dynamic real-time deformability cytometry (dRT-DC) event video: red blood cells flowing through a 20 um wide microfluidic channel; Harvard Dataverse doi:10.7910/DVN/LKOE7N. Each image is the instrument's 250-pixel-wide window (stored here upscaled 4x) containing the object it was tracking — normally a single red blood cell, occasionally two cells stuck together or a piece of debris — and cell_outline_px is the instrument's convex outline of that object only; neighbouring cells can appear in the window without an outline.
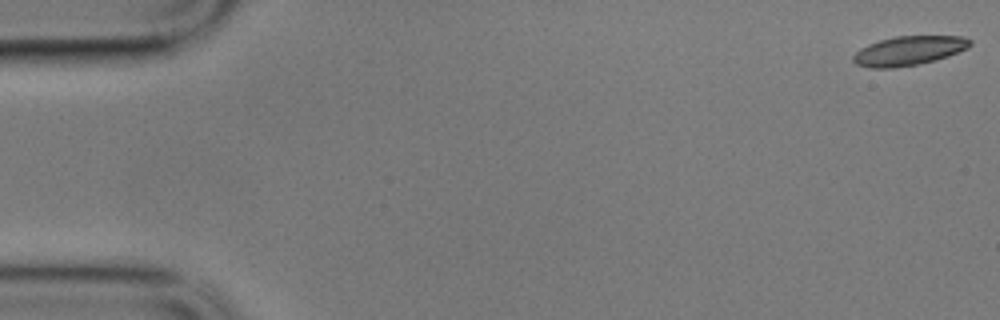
{"species": "common noctule bat (a hibernating species)", "species_latin": "Nyctalus noctula", "temperature_condition": "cold", "stored_images_in_passage": 59, "camera_frame_rate_fps": 3000, "um_per_image_px": 0.085, "animal": {"sex": "male", "body_mass_g": 17.9}, "frame": {"image": 1, "passage_image": 1, "time_ms": 0.0, "image_size_px": [1000, 320], "cell_outline_px": [[972, 44], [968, 48], [948, 56], [936, 60], [916, 64], [892, 68], [868, 68], [856, 64], [852, 60], [852, 56], [860, 48], [868, 44], [880, 40], [896, 36], [964, 36], [972, 40]], "centroid_in_image_um": [77.25, 4.31], "position_along_channel_um": 7.8, "area_um2": 20.0}}
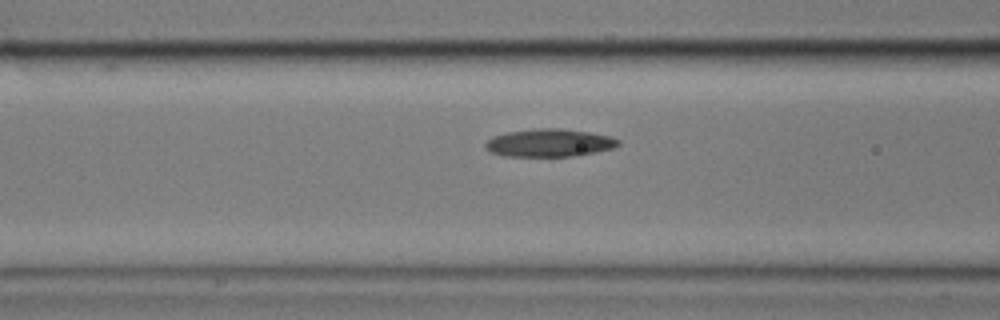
{"frame": {"image": 2, "passage_image": 23, "time_ms": 7.333, "image_size_px": [1000, 320], "cell_outline_px": [[620, 144], [612, 148], [596, 152], [572, 156], [504, 156], [488, 152], [484, 148], [484, 144], [492, 136], [508, 132], [536, 128], [560, 128], [588, 132], [612, 136], [620, 140]], "centroid_in_image_um": [46.66, 12.14], "position_along_channel_um": 119.9, "area_um2": 21.68}}
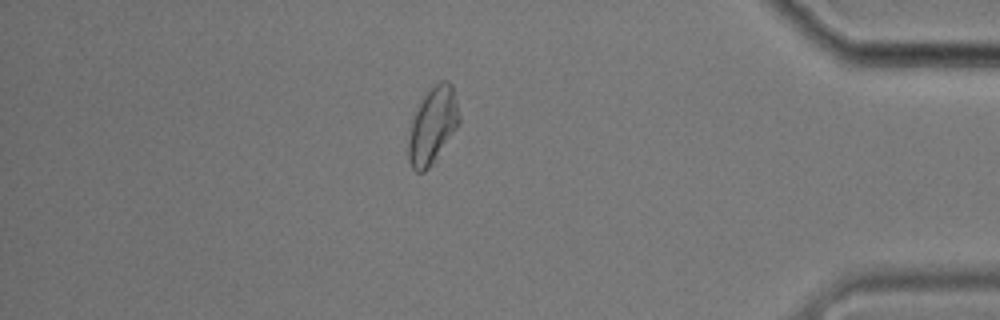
{"frame": {"image": 3, "passage_image": 51, "time_ms": 16.667, "image_size_px": [1000, 320], "cell_outline_px": [[460, 124], [436, 164], [424, 172], [416, 172], [412, 168], [408, 160], [408, 140], [412, 112], [420, 100], [440, 80], [448, 80], [452, 84], [460, 116]], "centroid_in_image_um": [36.78, 10.73], "position_along_channel_um": 398.4, "area_um2": 23.58}, "authors_computed_cell_mechanics": {"area_um2": 21.097, "velocity_mm_per_s": 3.3718, "shape_relaxation_time_tau1_ms": null, "shape_relaxation_time_tau2_ms": 7.8184, "deformation_change_tau1": null, "deformation_change_tau2": 0.14}}